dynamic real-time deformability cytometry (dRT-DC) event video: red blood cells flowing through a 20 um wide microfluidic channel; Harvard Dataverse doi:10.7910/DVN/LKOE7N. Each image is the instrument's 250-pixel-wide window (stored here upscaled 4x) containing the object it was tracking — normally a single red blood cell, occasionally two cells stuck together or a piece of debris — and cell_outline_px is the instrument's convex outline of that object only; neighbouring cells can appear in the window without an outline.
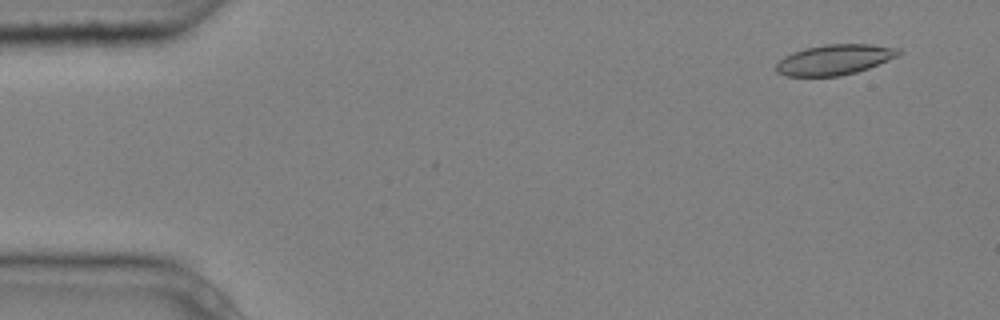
{"species": "common noctule bat (a hibernating species)", "species_latin": "Nyctalus noctula", "temperature_condition": "cold", "stored_images_in_passage": 3, "camera_frame_rate_fps": 3000, "um_per_image_px": 0.085, "animal": {"sex": "male", "body_mass_g": 20.4}, "frame": {"image": 1, "passage_image": 1, "time_ms": 0.0, "image_size_px": [1000, 320], "cell_outline_px": [[900, 52], [896, 56], [868, 68], [856, 72], [840, 76], [784, 76], [776, 72], [776, 64], [784, 56], [792, 52], [804, 48], [824, 44], [872, 44], [900, 48]], "centroid_in_image_um": [70.89, 5.07], "position_along_channel_um": 14.1, "area_um2": 21.62}}